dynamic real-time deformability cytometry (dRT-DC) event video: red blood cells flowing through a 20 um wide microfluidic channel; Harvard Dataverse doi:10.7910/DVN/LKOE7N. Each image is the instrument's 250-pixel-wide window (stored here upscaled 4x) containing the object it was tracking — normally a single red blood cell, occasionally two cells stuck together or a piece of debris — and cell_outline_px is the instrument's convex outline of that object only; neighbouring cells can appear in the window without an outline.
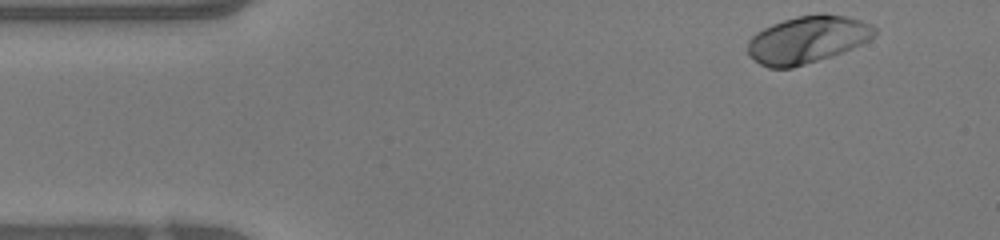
{"species": "human", "species_latin": "Homo sapiens", "temperature_condition": "warm", "stored_images_in_passage": 44, "camera_frame_rate_fps": 3000, "um_per_image_px": 0.085, "donor": {"sex": "female"}, "frame": {"image": 1, "passage_image": 1, "time_ms": 0.0, "image_size_px": [1000, 240], "cell_outline_px": [[876, 32], [868, 40], [852, 48], [792, 68], [768, 68], [760, 64], [748, 56], [748, 40], [756, 32], [772, 24], [796, 16], [820, 12], [848, 16], [872, 24], [876, 28]], "centroid_in_image_um": [68.6, 3.34], "position_along_channel_um": 16.4, "area_um2": 34.85}}
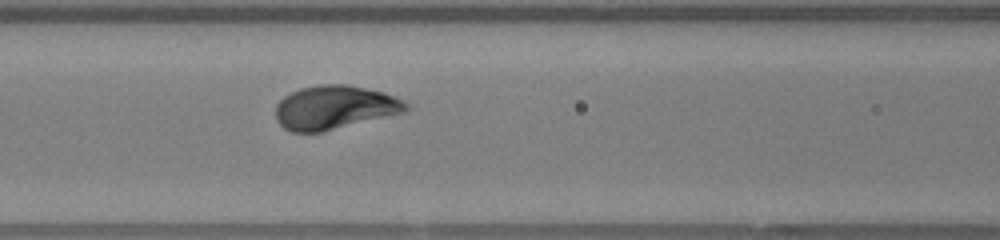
{"frame": {"image": 2, "passage_image": 16, "time_ms": 5.0, "image_size_px": [1000, 240], "cell_outline_px": [[412, 108], [408, 112], [320, 132], [292, 132], [284, 128], [276, 120], [276, 104], [284, 96], [300, 88], [316, 84], [348, 84], [384, 92], [396, 96], [412, 104]], "centroid_in_image_um": [28.51, 9.12], "position_along_channel_um": 138.1, "area_um2": 33.76}}
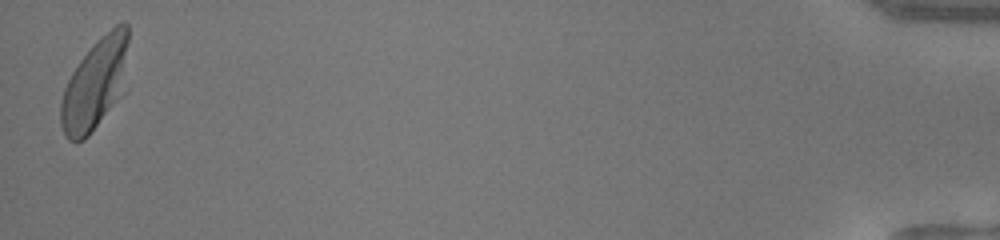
{"frame": {"image": 3, "passage_image": 44, "time_ms": 14.333, "image_size_px": [1000, 240], "cell_outline_px": [[128, 88], [88, 136], [84, 140], [68, 140], [64, 136], [60, 124], [60, 100], [64, 88], [72, 72], [80, 60], [116, 24], [124, 20], [128, 24]], "centroid_in_image_um": [8.13, 7.17], "position_along_channel_um": 427.1, "area_um2": 36.3}, "authors_computed_cell_mechanics": {"area_um2": 33.235, "velocity_mm_per_s": 4.1923, "shape_relaxation_time_tau1_ms": 1.5929, "shape_relaxation_time_tau2_ms": null, "deformation_change_tau1": 0.1593, "deformation_change_tau2": null}}